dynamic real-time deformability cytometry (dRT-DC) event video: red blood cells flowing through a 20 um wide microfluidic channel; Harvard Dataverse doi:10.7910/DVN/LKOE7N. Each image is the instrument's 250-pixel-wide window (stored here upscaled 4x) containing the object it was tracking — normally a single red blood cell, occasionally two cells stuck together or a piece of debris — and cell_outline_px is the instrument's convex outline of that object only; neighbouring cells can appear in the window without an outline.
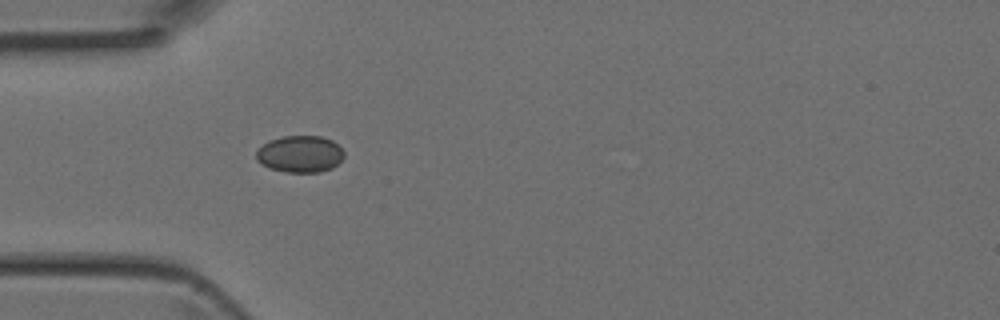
{"species": "Egyptian fruit bat (a non-hibernating species)", "species_latin": "Rousettus aegyptiacus", "temperature_condition": "room temperature", "stored_images_in_passage": 5, "camera_frame_rate_fps": 3000, "um_per_image_px": 0.085, "animal": {"sex": "female"}, "frame": {"image": 1, "passage_image": 5, "time_ms": 1.333, "image_size_px": [1000, 320], "cell_outline_px": [[344, 156], [332, 168], [320, 172], [288, 172], [272, 168], [256, 160], [256, 152], [264, 144], [272, 140], [284, 136], [320, 136], [332, 140], [344, 152]], "centroid_in_image_um": [25.53, 13.09], "position_along_channel_um": 59.5, "area_um2": 18.44}}